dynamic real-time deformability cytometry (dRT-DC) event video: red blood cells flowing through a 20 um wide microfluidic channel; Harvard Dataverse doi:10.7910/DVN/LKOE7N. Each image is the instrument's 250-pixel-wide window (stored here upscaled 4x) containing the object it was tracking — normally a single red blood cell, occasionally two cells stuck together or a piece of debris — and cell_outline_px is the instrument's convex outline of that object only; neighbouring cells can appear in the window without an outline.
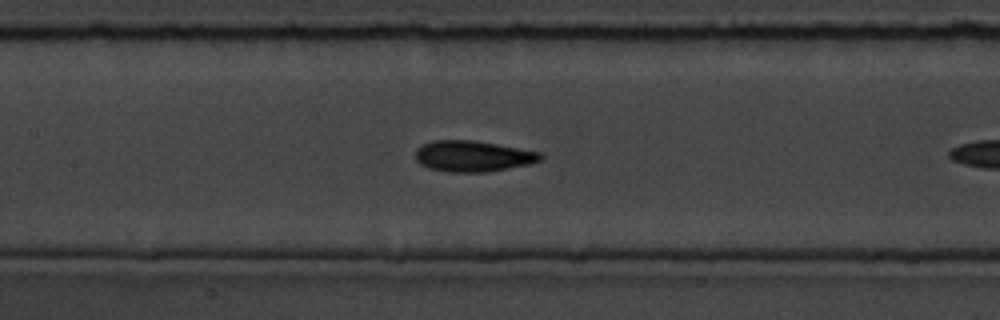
{"species": "common noctule bat (a hibernating species)", "species_latin": "Nyctalus noctula", "temperature_condition": "room temperature", "stored_images_in_passage": 38, "camera_frame_rate_fps": 3000, "um_per_image_px": 0.085, "animal": {"sex": "male", "body_mass_g": 19.5, "forearm_length_mm": 54.6}, "frame": {"image": 1, "passage_image": 12, "time_ms": 3.667, "image_size_px": [1000, 320], "cell_outline_px": [[544, 156], [540, 160], [528, 164], [508, 168], [484, 172], [448, 172], [428, 168], [420, 164], [416, 160], [416, 148], [432, 140], [472, 140], [496, 144], [540, 152]], "centroid_in_image_um": [40.16, 13.27], "position_along_channel_um": 167.2, "area_um2": 22.43}}
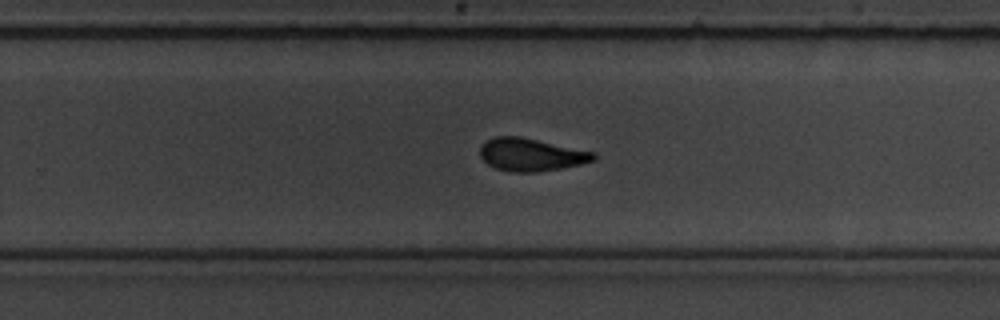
{"frame": {"image": 2, "passage_image": 22, "time_ms": 7.0, "image_size_px": [1000, 320], "cell_outline_px": [[596, 160], [580, 164], [560, 168], [536, 172], [508, 172], [496, 168], [488, 164], [480, 156], [480, 148], [488, 140], [496, 136], [520, 136], [596, 152]], "centroid_in_image_um": [45.16, 13.15], "position_along_channel_um": 284.6, "area_um2": 21.62}, "authors_computed_cell_mechanics": {"area_um2": 22.1374, "velocity_mm_per_s": 3.5377, "shape_relaxation_time_tau1_ms": 3.2657, "shape_relaxation_time_tau2_ms": 2.0236, "deformation_change_tau1": 0.1235, "deformation_change_tau2": 0.0824}}